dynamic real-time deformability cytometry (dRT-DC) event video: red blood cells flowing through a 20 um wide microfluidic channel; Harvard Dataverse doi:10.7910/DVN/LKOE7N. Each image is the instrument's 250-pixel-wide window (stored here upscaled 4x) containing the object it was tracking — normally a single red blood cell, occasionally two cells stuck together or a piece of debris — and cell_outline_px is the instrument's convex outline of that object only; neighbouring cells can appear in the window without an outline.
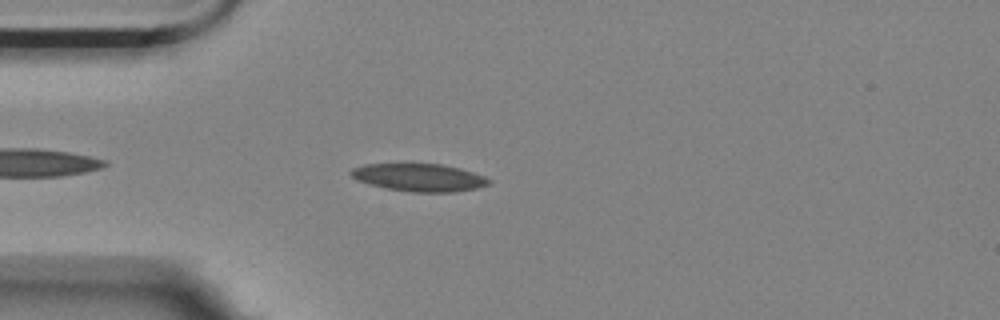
{"species": "Egyptian fruit bat (a non-hibernating species)", "species_latin": "Rousettus aegyptiacus", "temperature_condition": "room temperature", "stored_images_in_passage": 40, "camera_frame_rate_fps": 3000, "um_per_image_px": 0.085, "animal": {"sex": "female"}, "frame": {"image": 1, "passage_image": 5, "time_ms": 1.333, "image_size_px": [1000, 320], "cell_outline_px": [[492, 180], [488, 184], [476, 188], [452, 192], [412, 192], [384, 188], [368, 184], [356, 180], [348, 172], [352, 168], [364, 164], [412, 160], [440, 164], [460, 168], [484, 176]], "centroid_in_image_um": [35.53, 15.03], "position_along_channel_um": 49.5, "area_um2": 23.35}}
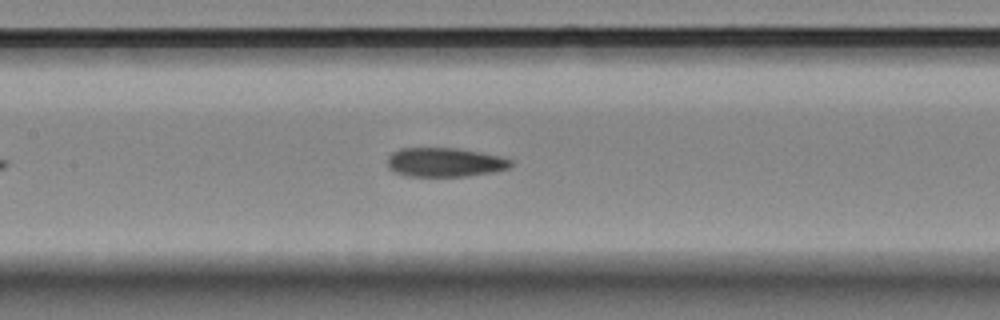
{"frame": {"image": 2, "passage_image": 16, "time_ms": 5.0, "image_size_px": [1000, 320], "cell_outline_px": [[512, 168], [492, 172], [468, 176], [408, 176], [396, 172], [388, 168], [388, 156], [392, 152], [400, 148], [456, 148], [480, 152], [500, 156], [512, 160]], "centroid_in_image_um": [37.83, 13.79], "position_along_channel_um": 169.6, "area_um2": 20.98}}
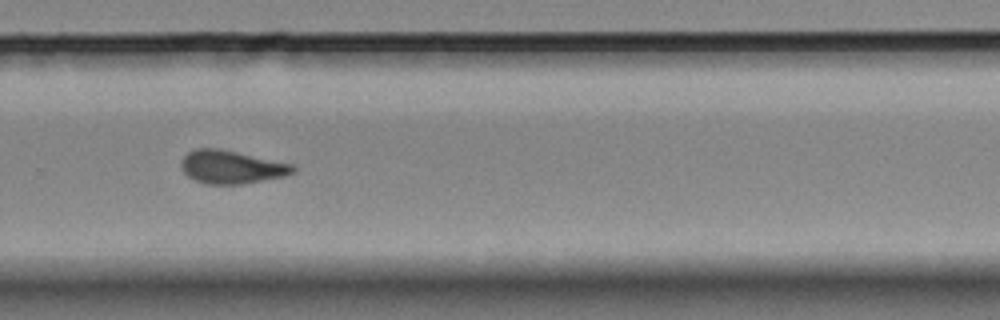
{"frame": {"image": 3, "passage_image": 28, "time_ms": 9.0, "image_size_px": [1000, 320], "cell_outline_px": [[296, 172], [284, 176], [244, 184], [208, 184], [196, 180], [188, 176], [184, 172], [180, 164], [180, 160], [188, 152], [196, 148], [220, 148], [292, 164], [296, 168]], "centroid_in_image_um": [19.67, 14.19], "position_along_channel_um": 310.1, "area_um2": 21.62}, "authors_computed_cell_mechanics": {"area_um2": 21.3571, "velocity_mm_per_s": 3.5203, "shape_relaxation_time_tau1_ms": null, "shape_relaxation_time_tau2_ms": 4.1808, "deformation_change_tau1": null, "deformation_change_tau2": 0.1003}}